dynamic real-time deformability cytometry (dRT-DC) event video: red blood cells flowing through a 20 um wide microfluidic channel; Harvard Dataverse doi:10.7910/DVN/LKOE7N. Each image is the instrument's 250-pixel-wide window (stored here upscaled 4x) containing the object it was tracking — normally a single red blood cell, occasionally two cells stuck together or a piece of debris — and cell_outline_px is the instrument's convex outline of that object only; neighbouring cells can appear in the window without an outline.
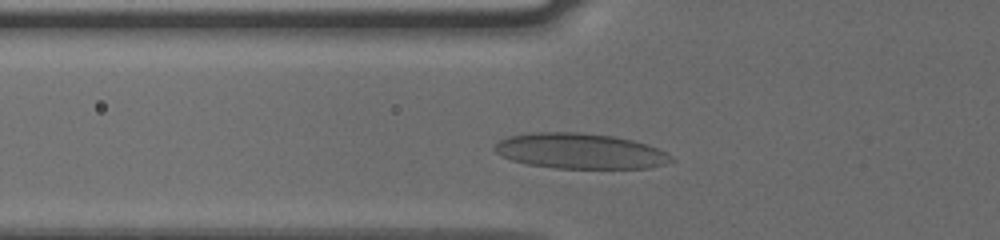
{"species": "human", "species_latin": "Homo sapiens", "temperature_condition": "cold", "stored_images_in_passage": 32, "camera_frame_rate_fps": 3000, "um_per_image_px": 0.085, "donor": {"sex": "male"}, "frame": {"image": 1, "passage_image": 6, "time_ms": 1.667, "image_size_px": [1000, 240], "cell_outline_px": [[676, 160], [664, 164], [648, 168], [556, 168], [528, 164], [512, 160], [500, 156], [492, 148], [500, 140], [508, 136], [532, 132], [580, 132], [612, 136], [632, 140], [656, 148], [664, 152]], "centroid_in_image_um": [49.26, 12.84], "position_along_channel_um": 76.5, "area_um2": 36.3}}
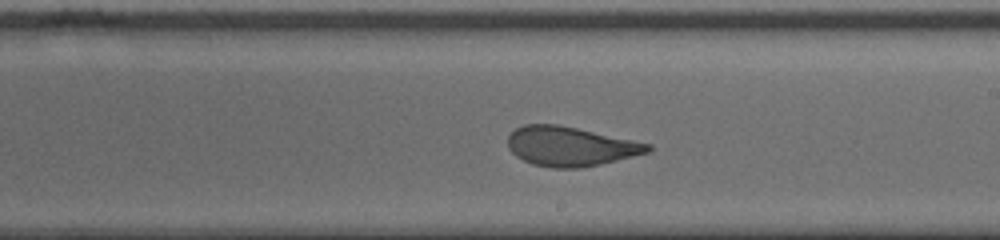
{"frame": {"image": 2, "passage_image": 19, "time_ms": 6.0, "image_size_px": [1000, 240], "cell_outline_px": [[652, 152], [600, 164], [580, 168], [552, 168], [532, 164], [516, 156], [508, 148], [508, 136], [516, 128], [524, 124], [556, 124], [576, 128], [652, 144]], "centroid_in_image_um": [48.49, 12.45], "position_along_channel_um": 240.5, "area_um2": 32.14}}
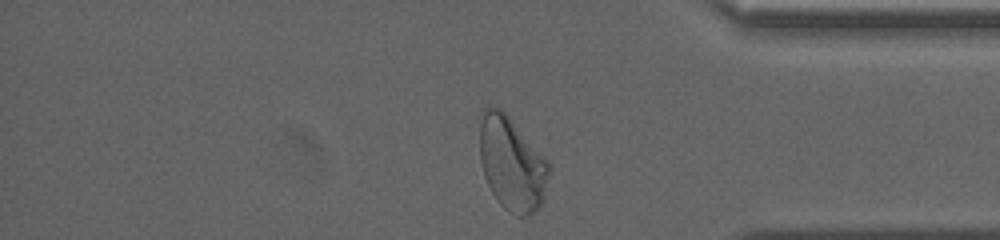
{"frame": {"image": 3, "passage_image": 32, "time_ms": 10.333, "image_size_px": [1000, 240], "cell_outline_px": [[552, 168], [544, 200], [528, 216], [516, 216], [504, 208], [496, 200], [484, 176], [480, 160], [480, 124], [484, 108], [500, 108], [508, 116], [548, 160]], "centroid_in_image_um": [43.53, 13.95], "position_along_channel_um": 391.7, "area_um2": 37.8}, "authors_computed_cell_mechanics": {"area_um2": 33.0905, "velocity_mm_per_s": 3.7851, "shape_relaxation_time_tau1_ms": 5.9742, "shape_relaxation_time_tau2_ms": 0.8588, "deformation_change_tau1": 0.1715, "deformation_change_tau2": 0.0646}}